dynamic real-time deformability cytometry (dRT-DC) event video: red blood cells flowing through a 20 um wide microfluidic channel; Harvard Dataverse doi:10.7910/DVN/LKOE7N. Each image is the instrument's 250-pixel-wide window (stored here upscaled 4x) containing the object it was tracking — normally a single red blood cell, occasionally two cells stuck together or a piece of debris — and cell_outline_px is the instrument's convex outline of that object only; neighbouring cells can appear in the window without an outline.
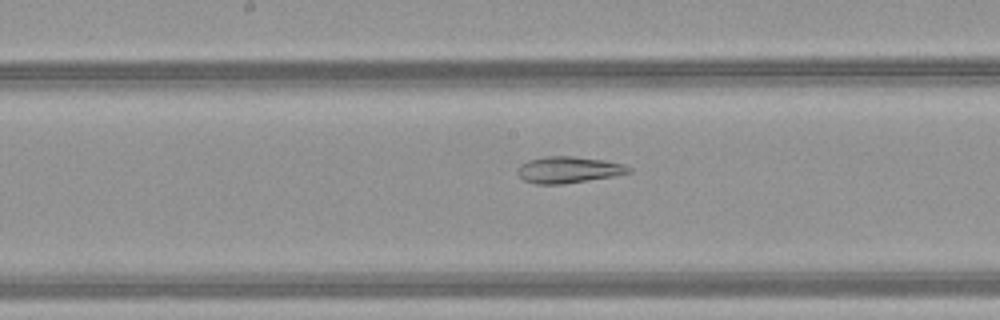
{"species": "common noctule bat (a hibernating species)", "species_latin": "Nyctalus noctula", "temperature_condition": "warm", "stored_images_in_passage": 46, "camera_frame_rate_fps": 3000, "um_per_image_px": 0.085, "animal": {"sex": "female", "body_mass_g": 21.9}, "frame": {"image": 1, "passage_image": 23, "time_ms": 7.333, "image_size_px": [1000, 320], "cell_outline_px": [[632, 172], [612, 176], [564, 184], [536, 184], [524, 180], [516, 172], [516, 168], [520, 164], [528, 160], [544, 156], [572, 156], [604, 160], [624, 164], [632, 168]], "centroid_in_image_um": [48.29, 14.42], "position_along_channel_um": 199.9, "area_um2": 17.22}}
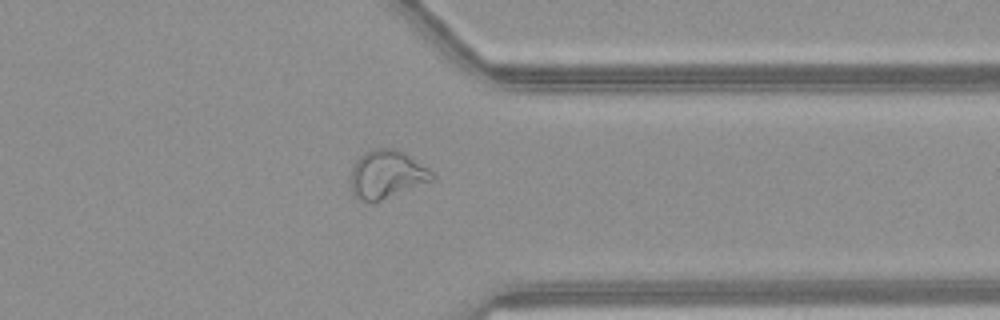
{"frame": {"image": 2, "passage_image": 36, "time_ms": 11.667, "image_size_px": [1000, 320], "cell_outline_px": [[436, 180], [372, 204], [356, 200], [352, 192], [352, 168], [356, 160], [364, 152], [372, 148], [400, 148], [436, 172]], "centroid_in_image_um": [32.94, 14.83], "position_along_channel_um": 378.5, "area_um2": 23.81}}
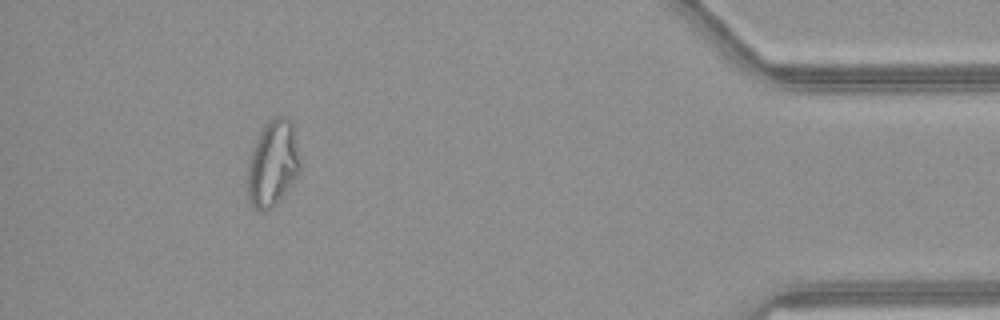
{"frame": {"image": 3, "passage_image": 42, "time_ms": 13.667, "image_size_px": [1000, 320], "cell_outline_px": [[300, 172], [276, 204], [272, 208], [264, 212], [260, 212], [252, 208], [248, 200], [244, 180], [252, 148], [264, 124], [268, 120], [276, 116], [288, 116], [292, 120], [300, 164]], "centroid_in_image_um": [23.13, 13.93], "position_along_channel_um": 412.1, "area_um2": 27.05}, "authors_computed_cell_mechanics": {"area_um2": 24.3049, "velocity_mm_per_s": 4.1892, "shape_relaxation_time_tau1_ms": null, "shape_relaxation_time_tau2_ms": 5.0204, "deformation_change_tau1": null, "deformation_change_tau2": 0.1189}}